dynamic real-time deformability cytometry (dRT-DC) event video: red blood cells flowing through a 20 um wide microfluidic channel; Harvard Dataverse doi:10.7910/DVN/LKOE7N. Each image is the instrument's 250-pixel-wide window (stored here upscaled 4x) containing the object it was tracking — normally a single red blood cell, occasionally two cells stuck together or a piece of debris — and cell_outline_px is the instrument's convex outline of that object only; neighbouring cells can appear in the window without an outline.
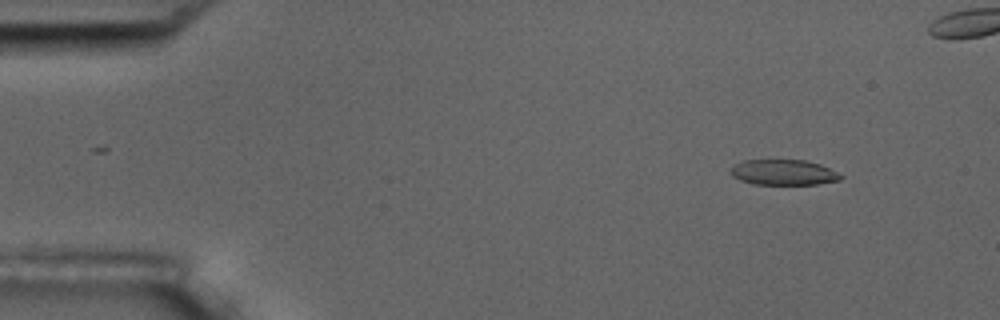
{"species": "common noctule bat (a hibernating species)", "species_latin": "Nyctalus noctula", "temperature_condition": "room temperature", "stored_images_in_passage": 51, "camera_frame_rate_fps": 3000, "um_per_image_px": 0.085, "animal": {"sex": "male", "body_mass_g": 17.5, "forearm_length_mm": 52.3}, "frame": {"image": 1, "passage_image": 6, "time_ms": 1.667, "image_size_px": [1000, 320], "cell_outline_px": [[844, 176], [840, 180], [816, 184], [752, 184], [740, 180], [732, 176], [728, 172], [736, 164], [744, 160], [804, 160], [820, 164]], "centroid_in_image_um": [66.58, 14.65], "position_along_channel_um": 18.4, "area_um2": 16.24}}
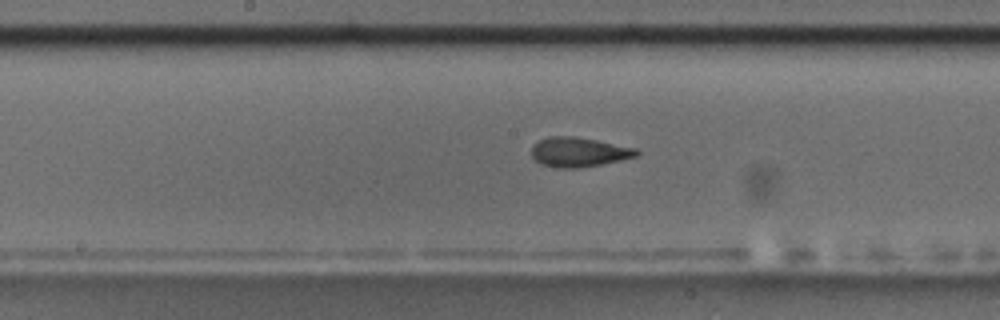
{"frame": {"image": 2, "passage_image": 29, "time_ms": 9.333, "image_size_px": [1000, 320], "cell_outline_px": [[640, 152], [636, 156], [620, 160], [600, 164], [576, 168], [556, 168], [544, 164], [536, 160], [532, 156], [532, 144], [548, 136], [576, 136], [636, 148]], "centroid_in_image_um": [49.18, 12.91], "position_along_channel_um": 199.0, "area_um2": 17.92}}
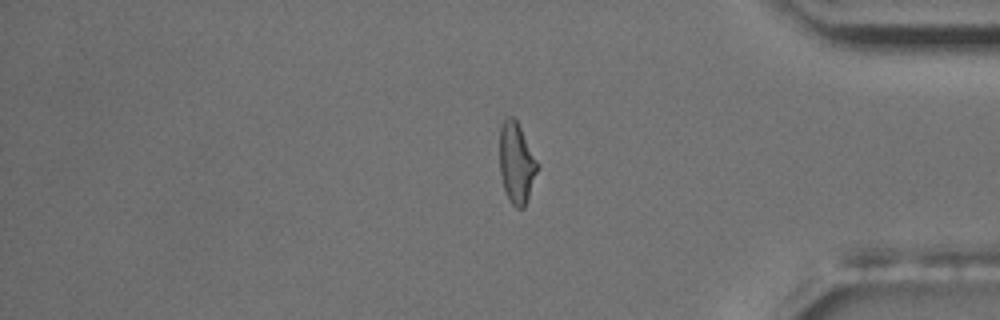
{"frame": {"image": 3, "passage_image": 47, "time_ms": 15.333, "image_size_px": [1000, 320], "cell_outline_px": [[540, 164], [524, 208], [516, 208], [512, 204], [504, 188], [500, 172], [500, 128], [504, 120], [508, 116], [512, 116], [516, 120]], "centroid_in_image_um": [43.91, 13.84], "position_along_channel_um": 391.3, "area_um2": 17.63}}